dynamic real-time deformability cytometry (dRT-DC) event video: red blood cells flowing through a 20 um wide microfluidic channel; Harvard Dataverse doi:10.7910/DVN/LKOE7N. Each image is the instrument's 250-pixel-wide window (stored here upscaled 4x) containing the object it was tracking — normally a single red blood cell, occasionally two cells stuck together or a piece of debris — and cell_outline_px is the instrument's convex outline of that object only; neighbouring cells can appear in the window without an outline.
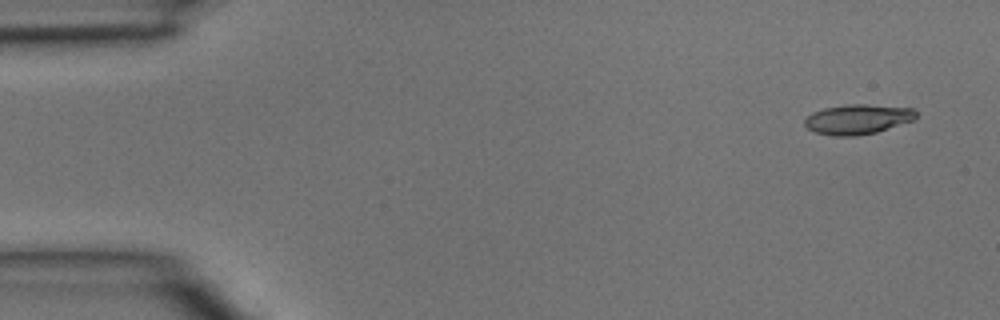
{"species": "common noctule bat (a hibernating species)", "species_latin": "Nyctalus noctula", "temperature_condition": "room temperature", "stored_images_in_passage": 4, "camera_frame_rate_fps": 3000, "um_per_image_px": 0.085, "animal": {"sex": "male", "body_mass_g": 15.6}, "frame": {"image": 1, "passage_image": 1, "time_ms": 0.0, "image_size_px": [1000, 320], "cell_outline_px": [[916, 120], [876, 132], [856, 136], [832, 136], [816, 132], [808, 128], [804, 124], [804, 116], [812, 112], [824, 108], [848, 104], [868, 104], [912, 108], [916, 112]], "centroid_in_image_um": [72.89, 10.13], "position_along_channel_um": 12.1, "area_um2": 19.59}}
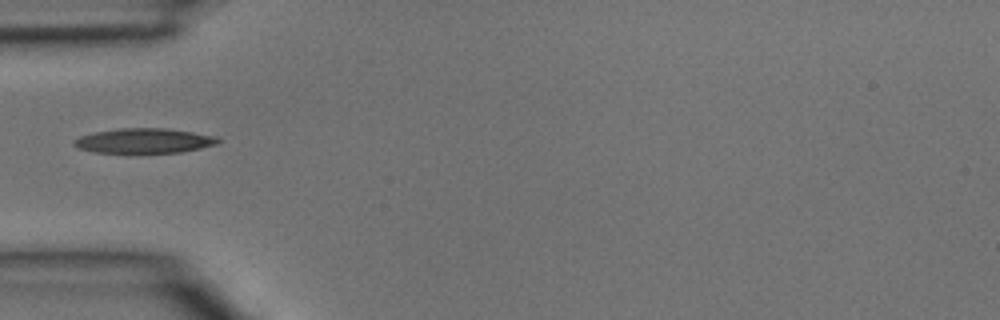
{"frame": {"image": 2, "passage_image": 4, "time_ms": 1.0, "image_size_px": [1000, 320], "cell_outline_px": [[220, 140], [216, 144], [200, 148], [180, 152], [136, 156], [124, 156], [96, 152], [80, 148], [72, 144], [72, 140], [80, 136], [96, 132], [120, 128], [164, 128], [192, 132], [216, 136]], "centroid_in_image_um": [12.19, 12.02], "position_along_channel_um": 72.8, "area_um2": 21.85}}